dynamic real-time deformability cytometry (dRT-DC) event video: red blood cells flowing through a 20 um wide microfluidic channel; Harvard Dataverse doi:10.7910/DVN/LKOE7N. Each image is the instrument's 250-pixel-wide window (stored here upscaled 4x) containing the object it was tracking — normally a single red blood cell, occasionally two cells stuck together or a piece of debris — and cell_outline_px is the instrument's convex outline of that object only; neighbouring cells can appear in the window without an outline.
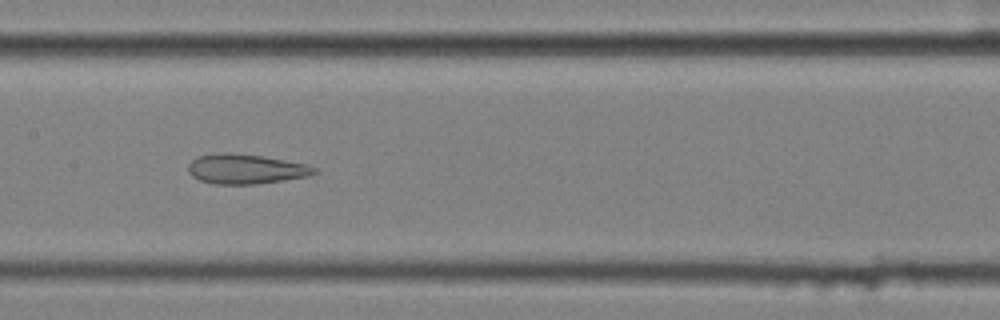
{"species": "common noctule bat (a hibernating species)", "species_latin": "Nyctalus noctula", "temperature_condition": "cold", "stored_images_in_passage": 57, "camera_frame_rate_fps": 3000, "um_per_image_px": 0.085, "animal": {"sex": "female", "body_mass_g": 25.1}, "frame": {"image": 1, "passage_image": 29, "time_ms": 9.333, "image_size_px": [1000, 320], "cell_outline_px": [[320, 172], [308, 176], [256, 184], [212, 184], [200, 180], [192, 176], [188, 172], [188, 164], [196, 156], [220, 152], [228, 152], [260, 156], [308, 164], [316, 168]], "centroid_in_image_um": [20.87, 14.36], "position_along_channel_um": 186.5, "area_um2": 21.96}}
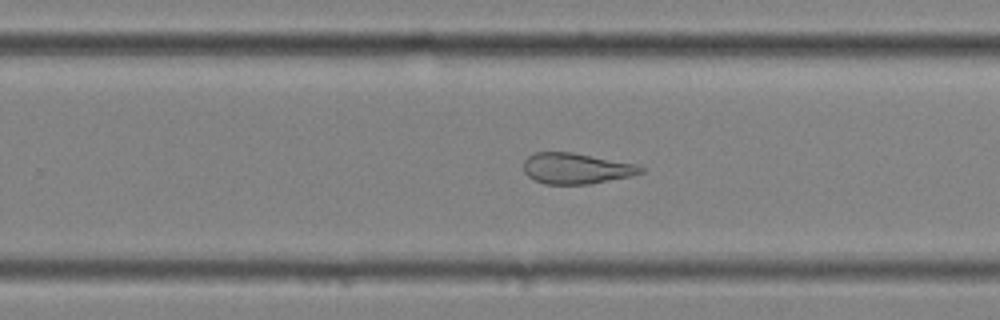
{"frame": {"image": 2, "passage_image": 37, "time_ms": 12.0, "image_size_px": [1000, 320], "cell_outline_px": [[644, 172], [632, 176], [588, 184], [544, 184], [528, 176], [524, 172], [524, 160], [532, 152], [572, 152], [636, 164], [644, 168]], "centroid_in_image_um": [48.97, 14.31], "position_along_channel_um": 280.8, "area_um2": 21.04}}
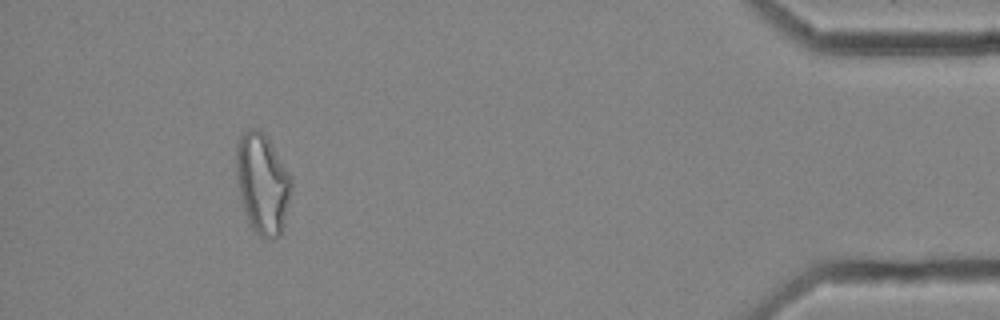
{"frame": {"image": 3, "passage_image": 53, "time_ms": 17.333, "image_size_px": [1000, 320], "cell_outline_px": [[292, 188], [284, 224], [280, 236], [272, 240], [260, 236], [252, 228], [248, 220], [240, 200], [236, 180], [236, 148], [240, 136], [248, 128], [260, 128], [268, 136], [288, 172], [292, 180]], "centroid_in_image_um": [22.3, 15.58], "position_along_channel_um": 412.9, "area_um2": 32.66}, "authors_computed_cell_mechanics": {"area_um2": 28.8422, "velocity_mm_per_s": 3.5466, "shape_relaxation_time_tau1_ms": null, "shape_relaxation_time_tau2_ms": 2.4335, "deformation_change_tau1": null, "deformation_change_tau2": 0.122}}